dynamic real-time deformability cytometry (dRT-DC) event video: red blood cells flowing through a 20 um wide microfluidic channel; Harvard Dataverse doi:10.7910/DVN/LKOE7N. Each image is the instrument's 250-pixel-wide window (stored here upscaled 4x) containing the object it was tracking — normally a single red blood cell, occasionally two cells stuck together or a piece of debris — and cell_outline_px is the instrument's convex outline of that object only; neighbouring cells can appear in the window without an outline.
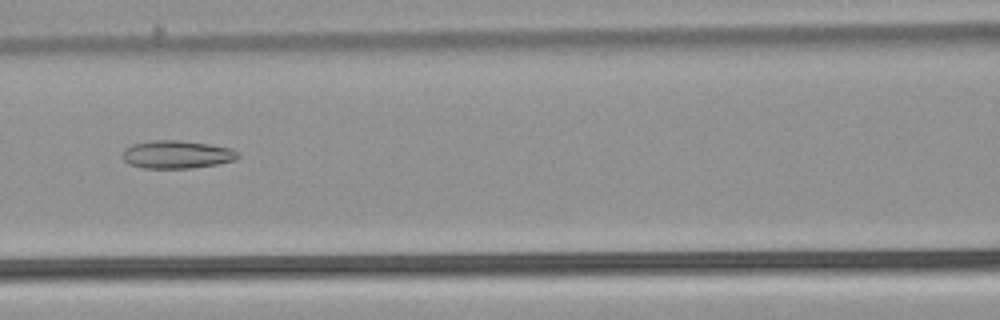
{"species": "common noctule bat (a hibernating species)", "species_latin": "Nyctalus noctula", "temperature_condition": "warm", "stored_images_in_passage": 54, "camera_frame_rate_fps": 3000, "um_per_image_px": 0.085, "animal": {"sex": "male", "body_mass_g": 21.5, "forearm_length_mm": 52.0}, "frame": {"image": 1, "passage_image": 25, "time_ms": 8.0, "image_size_px": [1000, 320], "cell_outline_px": [[240, 156], [236, 160], [216, 164], [192, 168], [144, 168], [128, 164], [120, 156], [124, 148], [132, 144], [156, 140], [180, 140], [208, 144], [232, 148]], "centroid_in_image_um": [15.0, 13.13], "position_along_channel_um": 151.6, "area_um2": 18.9}}
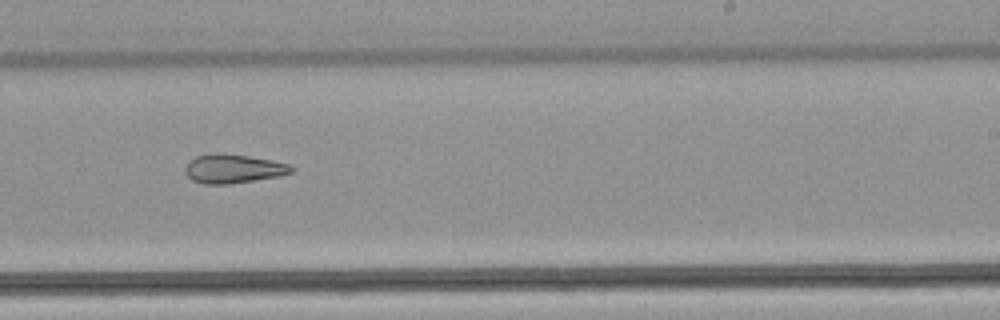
{"frame": {"image": 2, "passage_image": 34, "time_ms": 11.0, "image_size_px": [1000, 320], "cell_outline_px": [[296, 168], [292, 172], [280, 176], [228, 184], [204, 184], [192, 180], [184, 172], [184, 168], [188, 160], [196, 156], [212, 152], [216, 152], [248, 156], [272, 160], [292, 164]], "centroid_in_image_um": [19.82, 14.33], "position_along_channel_um": 269.2, "area_um2": 18.21}}
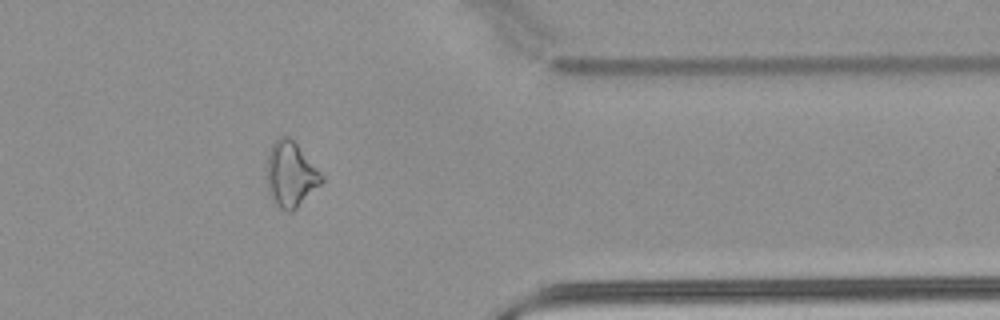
{"frame": {"image": 3, "passage_image": 44, "time_ms": 14.333, "image_size_px": [1000, 320], "cell_outline_px": [[324, 180], [292, 212], [288, 212], [280, 208], [268, 192], [268, 152], [272, 144], [280, 136], [288, 136], [296, 144], [324, 176]], "centroid_in_image_um": [24.71, 14.82], "position_along_channel_um": 386.7, "area_um2": 20.23}, "authors_computed_cell_mechanics": {"area_um2": 22.4553, "velocity_mm_per_s": 3.9303, "shape_relaxation_time_tau1_ms": null, "shape_relaxation_time_tau2_ms": 7.6395, "deformation_change_tau1": null, "deformation_change_tau2": 0.206}}